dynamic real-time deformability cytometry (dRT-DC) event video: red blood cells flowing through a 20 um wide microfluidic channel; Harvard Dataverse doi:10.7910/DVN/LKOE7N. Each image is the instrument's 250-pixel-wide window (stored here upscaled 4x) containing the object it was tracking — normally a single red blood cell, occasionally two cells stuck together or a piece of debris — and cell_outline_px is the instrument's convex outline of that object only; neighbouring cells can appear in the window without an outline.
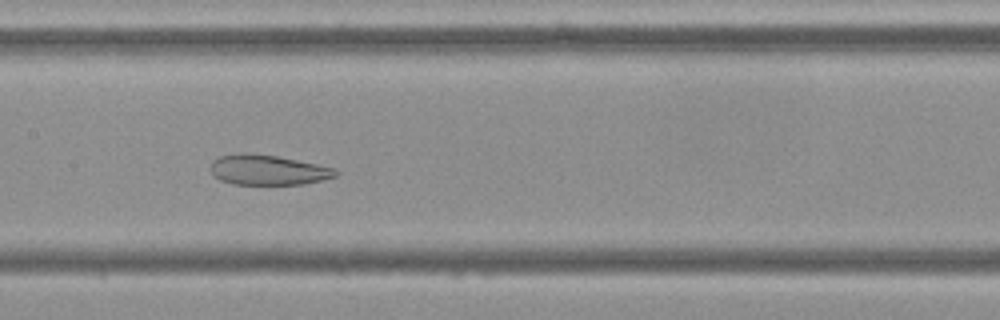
{"species": "Egyptian fruit bat (a non-hibernating species)", "species_latin": "Rousettus aegyptiacus", "temperature_condition": "cold", "stored_images_in_passage": 55, "camera_frame_rate_fps": 3000, "um_per_image_px": 0.085, "frame": {"image": 1, "passage_image": 27, "time_ms": 8.667, "image_size_px": [1000, 320], "cell_outline_px": [[340, 172], [336, 176], [304, 184], [232, 184], [220, 180], [212, 176], [212, 160], [220, 156], [236, 152], [244, 152], [276, 156], [336, 168]], "centroid_in_image_um": [22.75, 14.44], "position_along_channel_um": 184.7, "area_um2": 21.96}}
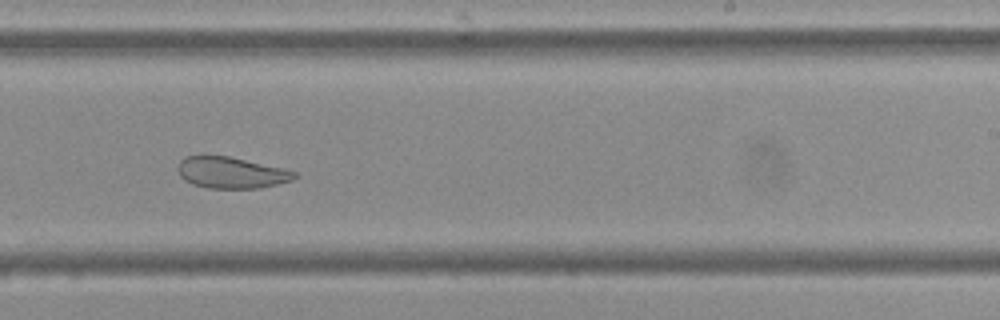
{"frame": {"image": 2, "passage_image": 34, "time_ms": 11.0, "image_size_px": [1000, 320], "cell_outline_px": [[296, 176], [292, 180], [260, 188], [208, 188], [192, 184], [184, 180], [180, 176], [176, 168], [180, 160], [184, 156], [228, 156], [284, 168], [296, 172]], "centroid_in_image_um": [19.62, 14.67], "position_along_channel_um": 269.4, "area_um2": 21.27}}
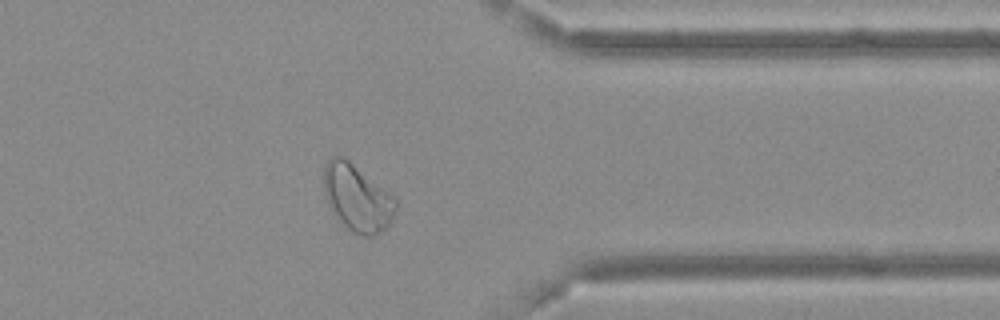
{"frame": {"image": 3, "passage_image": 44, "time_ms": 14.333, "image_size_px": [1000, 320], "cell_outline_px": [[396, 208], [392, 220], [384, 228], [372, 236], [364, 236], [352, 232], [336, 220], [328, 204], [324, 192], [324, 164], [332, 156], [340, 156], [348, 160], [388, 192], [396, 200]], "centroid_in_image_um": [30.32, 16.84], "position_along_channel_um": 381.1, "area_um2": 27.69}, "authors_computed_cell_mechanics": {"area_um2": 28.9578, "velocity_mm_per_s": 3.6495, "shape_relaxation_time_tau1_ms": null, "shape_relaxation_time_tau2_ms": 2.4461, "deformation_change_tau1": null, "deformation_change_tau2": 0.0916}}